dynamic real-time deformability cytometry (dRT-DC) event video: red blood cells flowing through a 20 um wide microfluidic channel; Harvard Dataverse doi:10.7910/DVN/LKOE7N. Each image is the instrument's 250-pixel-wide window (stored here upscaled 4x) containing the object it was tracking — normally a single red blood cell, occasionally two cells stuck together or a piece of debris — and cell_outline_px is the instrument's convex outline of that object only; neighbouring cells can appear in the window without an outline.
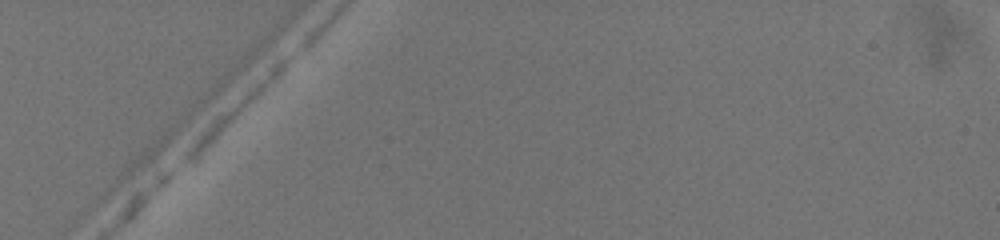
{"species": "common noctule bat (a hibernating species)", "species_latin": "Nyctalus noctula", "temperature_condition": "warm", "stored_images_in_passage": 2, "camera_frame_rate_fps": 3000, "um_per_image_px": 0.085, "animal": {"sex": "female", "body_mass_g": 19.5, "forearm_length_mm": 54.1}, "frame": {"image": 1, "passage_image": 1, "time_ms": 0.0, "image_size_px": [1000, 240], "cell_outline_px": [[292, 56], [284, 68], [224, 124], [184, 160], [180, 160], [184, 152], [196, 136], [220, 112], [280, 56], [292, 52]], "centroid_in_image_um": [20.24, 8.77], "position_along_channel_um": 64.8, "area_um2": 11.27}}